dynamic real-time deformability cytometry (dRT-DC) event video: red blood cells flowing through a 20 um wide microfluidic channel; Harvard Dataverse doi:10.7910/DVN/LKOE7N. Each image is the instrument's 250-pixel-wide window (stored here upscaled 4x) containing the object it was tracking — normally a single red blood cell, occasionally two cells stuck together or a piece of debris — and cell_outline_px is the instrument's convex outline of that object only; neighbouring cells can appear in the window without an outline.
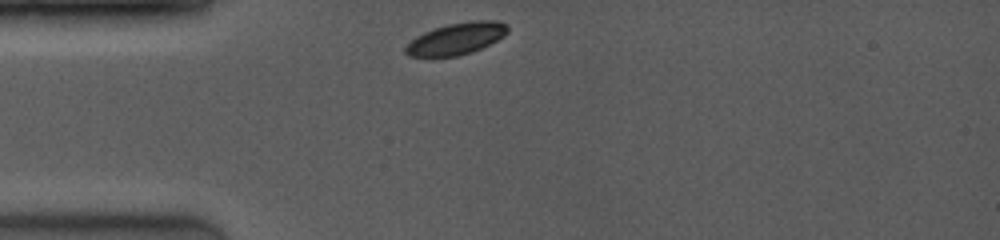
{"species": "common noctule bat (a hibernating species)", "species_latin": "Nyctalus noctula", "temperature_condition": "room temperature", "stored_images_in_passage": 28, "camera_frame_rate_fps": 4000, "um_per_image_px": 0.085, "animal": {"sex": "female", "body_mass_g": 19.0, "forearm_length_mm": 53.3}, "frame": {"image": 1, "passage_image": 1, "time_ms": 0.0, "image_size_px": [1000, 240], "cell_outline_px": [[508, 32], [504, 36], [472, 52], [456, 56], [432, 60], [408, 56], [404, 52], [404, 48], [416, 36], [424, 32], [448, 24], [480, 20], [496, 20], [508, 24]], "centroid_in_image_um": [38.73, 3.34], "position_along_channel_um": 46.3, "area_um2": 19.31}}
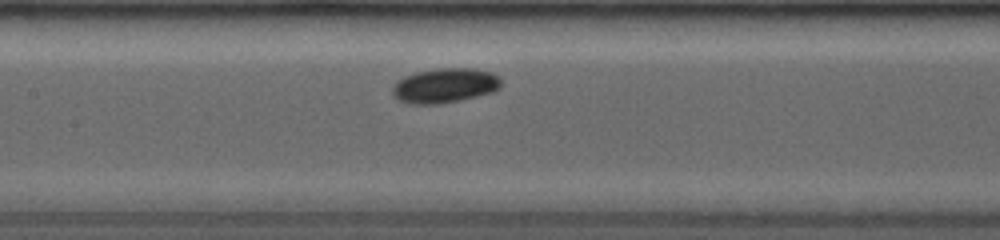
{"frame": {"image": 2, "passage_image": 12, "time_ms": 3.5, "image_size_px": [1000, 240], "cell_outline_px": [[500, 84], [492, 92], [460, 100], [440, 104], [408, 104], [396, 100], [392, 92], [392, 88], [400, 80], [416, 72], [444, 68], [472, 68], [492, 72], [500, 80]], "centroid_in_image_um": [37.78, 7.29], "position_along_channel_um": 169.6, "area_um2": 21.62}}
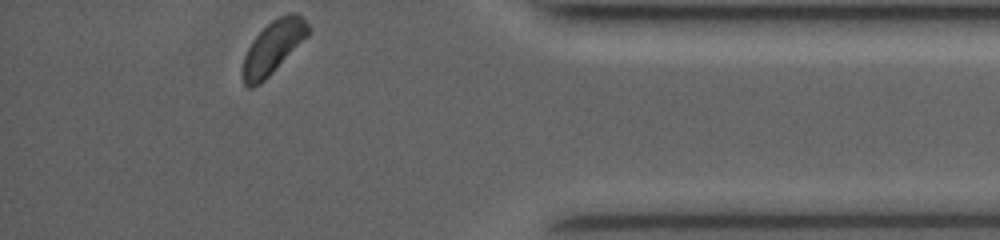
{"frame": {"image": 3, "passage_image": 28, "time_ms": 10.0, "image_size_px": [1000, 240], "cell_outline_px": [[308, 36], [260, 84], [252, 88], [248, 88], [244, 84], [240, 72], [244, 56], [252, 40], [272, 20], [288, 12], [296, 12], [308, 24]], "centroid_in_image_um": [23.17, 4.04], "position_along_channel_um": 412.0, "area_um2": 20.0}}